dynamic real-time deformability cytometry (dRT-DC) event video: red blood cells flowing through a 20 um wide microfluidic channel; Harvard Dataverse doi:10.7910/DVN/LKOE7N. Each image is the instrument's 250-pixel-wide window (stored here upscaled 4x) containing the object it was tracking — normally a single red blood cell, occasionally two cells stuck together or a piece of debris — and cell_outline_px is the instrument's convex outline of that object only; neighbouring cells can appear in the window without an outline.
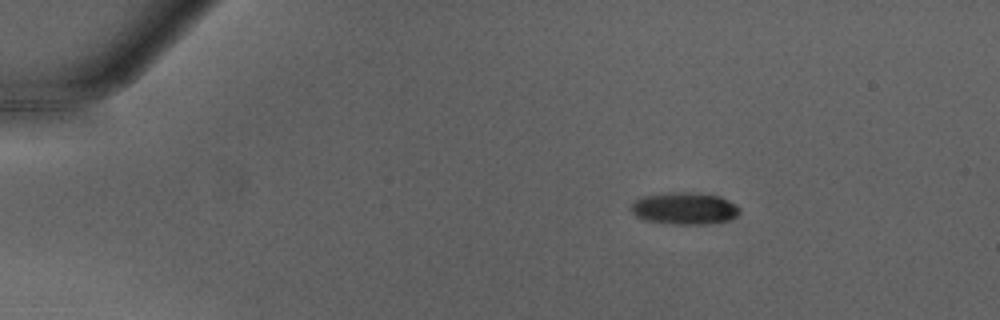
{"species": "Egyptian fruit bat (a non-hibernating species)", "species_latin": "Rousettus aegyptiacus", "temperature_condition": "warm", "stored_images_in_passage": 42, "camera_frame_rate_fps": 3000, "um_per_image_px": 0.085, "animal": {"sex": "male"}, "frame": {"image": 1, "passage_image": 1, "time_ms": 0.0, "image_size_px": [1000, 320], "cell_outline_px": [[740, 212], [736, 216], [728, 220], [708, 224], [672, 224], [644, 220], [636, 216], [628, 208], [636, 200], [644, 196], [668, 192], [688, 192], [720, 196], [736, 204], [740, 208]], "centroid_in_image_um": [58.17, 17.72], "position_along_channel_um": 26.8, "area_um2": 20.35}}
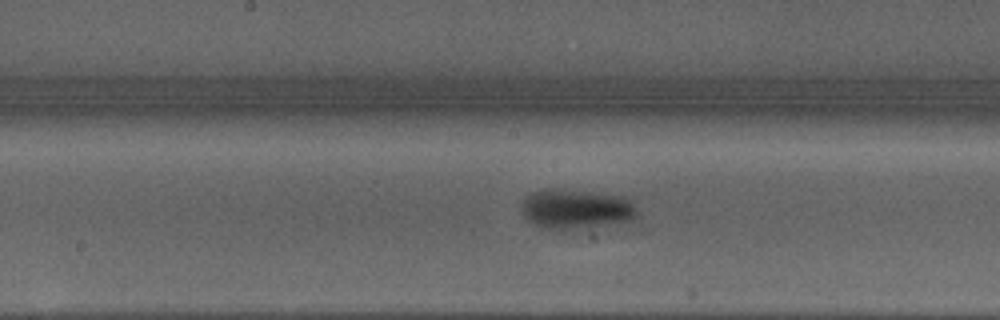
{"frame": {"image": 2, "passage_image": 19, "time_ms": 6.0, "image_size_px": [1000, 320], "cell_outline_px": [[636, 216], [632, 220], [588, 228], [560, 232], [540, 228], [528, 220], [520, 212], [520, 204], [532, 192], [552, 188], [592, 192], [624, 196], [636, 208]], "centroid_in_image_um": [48.9, 17.81], "position_along_channel_um": 199.3, "area_um2": 27.28}}
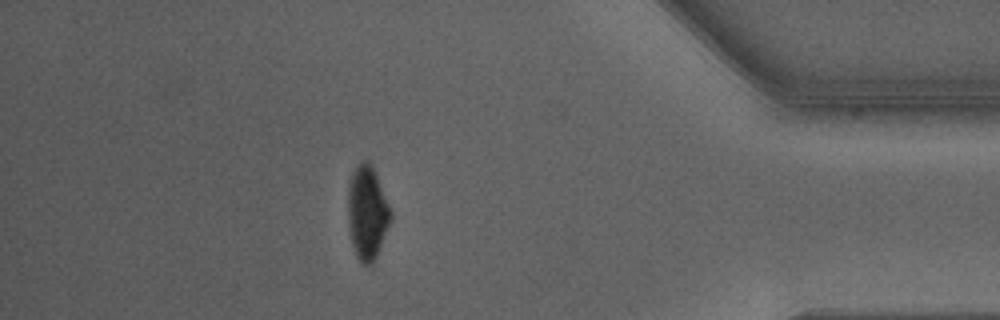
{"frame": {"image": 3, "passage_image": 36, "time_ms": 11.667, "image_size_px": [1000, 320], "cell_outline_px": [[392, 220], [376, 256], [372, 264], [364, 264], [356, 256], [352, 244], [348, 220], [348, 188], [352, 172], [356, 164], [364, 160], [368, 160], [372, 164], [392, 212]], "centroid_in_image_um": [31.22, 18.04], "position_along_channel_um": 404.0, "area_um2": 23.35}, "authors_computed_cell_mechanics": {"area_um2": 23.6691, "velocity_mm_per_s": 4.279, "shape_relaxation_time_tau1_ms": 3.9941, "shape_relaxation_time_tau2_ms": null, "deformation_change_tau1": 0.1785, "deformation_change_tau2": null}}